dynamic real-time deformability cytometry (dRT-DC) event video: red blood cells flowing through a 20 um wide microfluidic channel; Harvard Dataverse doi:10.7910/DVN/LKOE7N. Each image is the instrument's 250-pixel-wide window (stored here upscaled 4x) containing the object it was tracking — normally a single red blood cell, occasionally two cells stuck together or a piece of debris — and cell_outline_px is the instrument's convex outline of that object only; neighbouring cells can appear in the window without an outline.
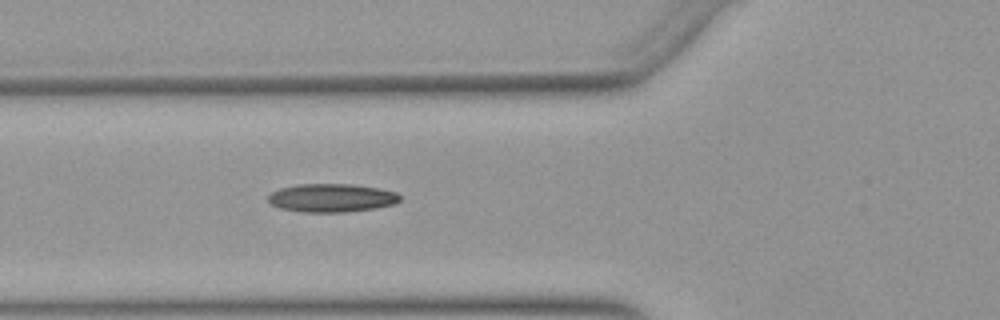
{"species": "Egyptian fruit bat (a non-hibernating species)", "species_latin": "Rousettus aegyptiacus", "temperature_condition": "warm", "stored_images_in_passage": 45, "camera_frame_rate_fps": 3000, "um_per_image_px": 0.085, "animal": {"sex": "female"}, "frame": {"image": 1, "passage_image": 12, "time_ms": 3.667, "image_size_px": [1000, 320], "cell_outline_px": [[400, 200], [396, 204], [376, 208], [344, 212], [300, 212], [280, 208], [272, 204], [268, 200], [268, 196], [272, 192], [280, 188], [296, 184], [352, 184], [380, 188], [396, 192], [400, 196]], "centroid_in_image_um": [28.2, 16.82], "position_along_channel_um": 97.6, "area_um2": 21.91}}
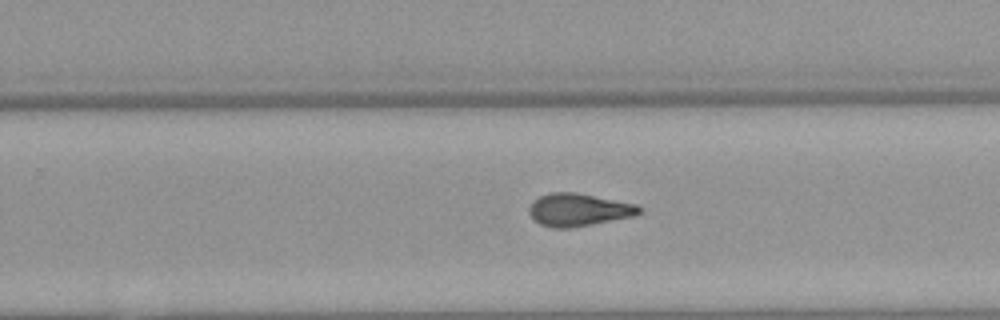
{"frame": {"image": 2, "passage_image": 26, "time_ms": 8.333, "image_size_px": [1000, 320], "cell_outline_px": [[644, 208], [636, 216], [572, 228], [552, 228], [540, 224], [528, 212], [528, 208], [532, 200], [548, 192], [576, 192], [636, 204]], "centroid_in_image_um": [49.18, 17.83], "position_along_channel_um": 280.6, "area_um2": 21.21}}
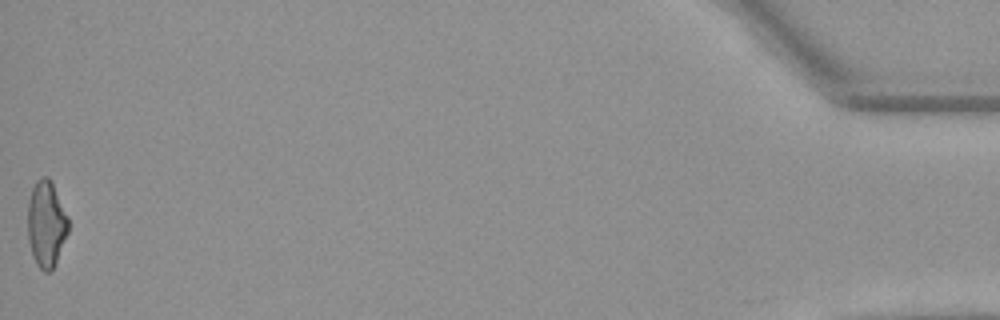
{"frame": {"image": 3, "passage_image": 45, "time_ms": 14.667, "image_size_px": [1000, 320], "cell_outline_px": [[68, 232], [52, 272], [44, 272], [36, 264], [32, 256], [28, 240], [28, 200], [32, 188], [36, 180], [40, 176], [48, 176], [52, 180], [68, 216]], "centroid_in_image_um": [3.93, 19.01], "position_along_channel_um": 431.3, "area_um2": 20.75}, "authors_computed_cell_mechanics": {"area_um2": 20.4612, "velocity_mm_per_s": 3.9257, "shape_relaxation_time_tau1_ms": null, "shape_relaxation_time_tau2_ms": 2.6511, "deformation_change_tau1": null, "deformation_change_tau2": 0.1104}}